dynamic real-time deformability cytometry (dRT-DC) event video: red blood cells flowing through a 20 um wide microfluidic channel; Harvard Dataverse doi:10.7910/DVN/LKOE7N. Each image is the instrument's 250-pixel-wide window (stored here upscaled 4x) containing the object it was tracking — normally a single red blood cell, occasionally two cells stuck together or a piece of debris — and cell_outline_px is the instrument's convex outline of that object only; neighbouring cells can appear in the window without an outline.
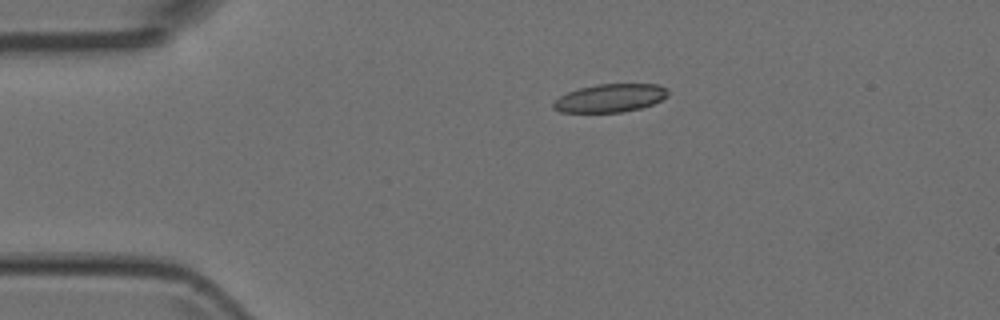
{"species": "Egyptian fruit bat (a non-hibernating species)", "species_latin": "Rousettus aegyptiacus", "temperature_condition": "room temperature", "stored_images_in_passage": 2, "camera_frame_rate_fps": 3000, "um_per_image_px": 0.085, "animal": {"sex": "female"}, "frame": {"image": 1, "passage_image": 1, "time_ms": 0.0, "image_size_px": [1000, 320], "cell_outline_px": [[668, 96], [652, 104], [640, 108], [620, 112], [560, 112], [552, 108], [552, 100], [568, 92], [580, 88], [596, 84], [660, 84], [668, 88]], "centroid_in_image_um": [51.85, 8.33], "position_along_channel_um": 33.2, "area_um2": 18.9}}